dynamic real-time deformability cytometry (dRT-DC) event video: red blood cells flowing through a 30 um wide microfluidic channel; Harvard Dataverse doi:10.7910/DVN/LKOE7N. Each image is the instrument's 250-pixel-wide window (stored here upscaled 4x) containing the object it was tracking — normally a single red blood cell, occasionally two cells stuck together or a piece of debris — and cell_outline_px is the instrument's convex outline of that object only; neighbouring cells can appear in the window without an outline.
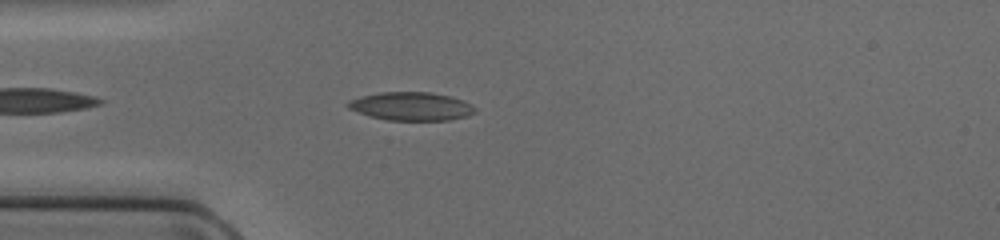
{"species": "common noctule bat (a hibernating species)", "species_latin": "Nyctalus noctula", "temperature_condition": "cold", "stored_images_in_passage": 31, "camera_frame_rate_fps": 3000, "um_per_image_px": 0.085, "animal": {"sex": "female", "body_mass_g": 17.0, "forearm_length_mm": 48.0}, "frame": {"image": 1, "passage_image": 3, "time_ms": 0.667, "image_size_px": [1000, 240], "cell_outline_px": [[476, 112], [468, 116], [448, 120], [388, 120], [368, 116], [348, 108], [344, 104], [348, 100], [360, 96], [380, 92], [432, 92], [448, 96], [460, 100], [476, 108]], "centroid_in_image_um": [34.89, 9.04], "position_along_channel_um": 50.1, "area_um2": 20.98}}
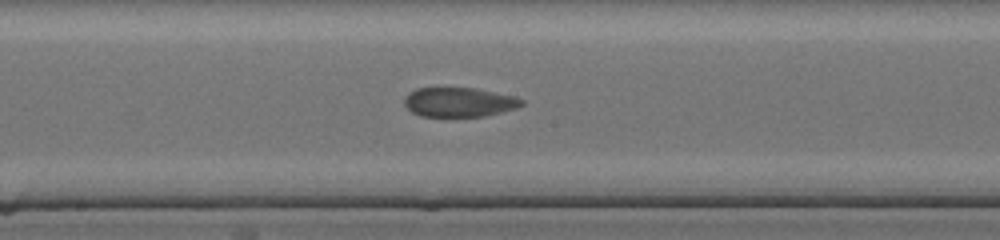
{"frame": {"image": 2, "passage_image": 15, "time_ms": 4.667, "image_size_px": [1000, 240], "cell_outline_px": [[524, 104], [516, 108], [484, 116], [420, 116], [412, 112], [404, 104], [404, 96], [408, 92], [416, 88], [476, 88], [516, 96], [524, 100]], "centroid_in_image_um": [39.02, 8.67], "position_along_channel_um": 209.2, "area_um2": 20.17}}
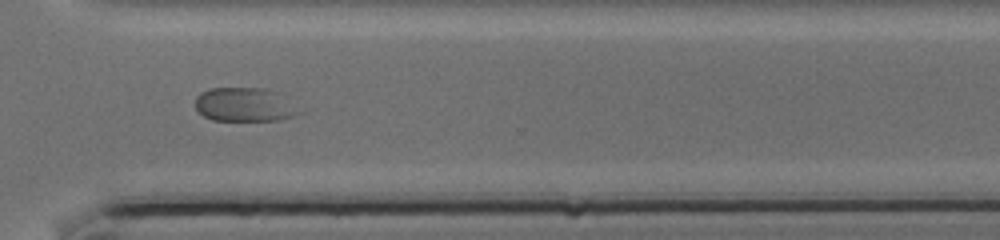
{"frame": {"image": 3, "passage_image": 25, "time_ms": 8.0, "image_size_px": [1000, 240], "cell_outline_px": [[304, 112], [280, 120], [212, 120], [204, 116], [196, 108], [196, 96], [200, 92], [208, 88], [268, 88], [276, 92]], "centroid_in_image_um": [20.77, 8.89], "position_along_channel_um": 349.8, "area_um2": 20.46}}